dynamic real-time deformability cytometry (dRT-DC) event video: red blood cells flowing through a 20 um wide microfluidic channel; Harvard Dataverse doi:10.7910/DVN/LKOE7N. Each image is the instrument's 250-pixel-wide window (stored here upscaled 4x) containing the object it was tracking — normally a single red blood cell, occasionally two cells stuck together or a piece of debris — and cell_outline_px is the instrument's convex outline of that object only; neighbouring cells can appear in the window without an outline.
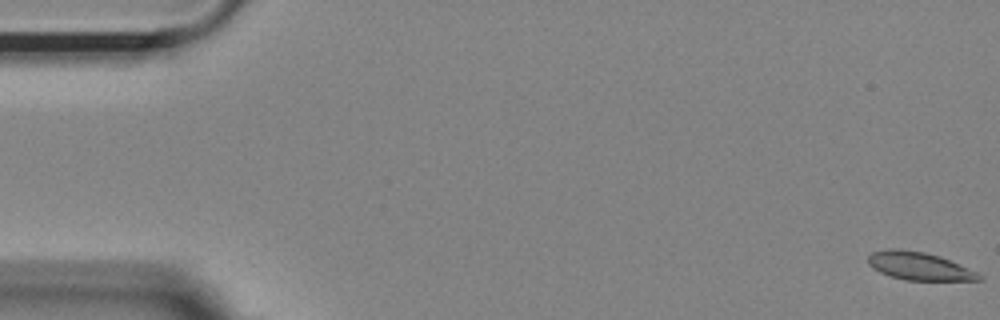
{"species": "Egyptian fruit bat (a non-hibernating species)", "species_latin": "Rousettus aegyptiacus", "temperature_condition": "room temperature", "stored_images_in_passage": 5, "camera_frame_rate_fps": 3000, "um_per_image_px": 0.085, "animal": {"sex": "female"}, "frame": {"image": 1, "passage_image": 1, "time_ms": 0.0, "image_size_px": [1000, 320], "cell_outline_px": [[984, 280], [904, 280], [880, 272], [872, 268], [868, 264], [868, 256], [872, 252], [888, 248], [900, 248], [924, 252], [940, 256], [976, 272], [984, 276]], "centroid_in_image_um": [78.1, 22.61], "position_along_channel_um": 6.9, "area_um2": 18.03}}